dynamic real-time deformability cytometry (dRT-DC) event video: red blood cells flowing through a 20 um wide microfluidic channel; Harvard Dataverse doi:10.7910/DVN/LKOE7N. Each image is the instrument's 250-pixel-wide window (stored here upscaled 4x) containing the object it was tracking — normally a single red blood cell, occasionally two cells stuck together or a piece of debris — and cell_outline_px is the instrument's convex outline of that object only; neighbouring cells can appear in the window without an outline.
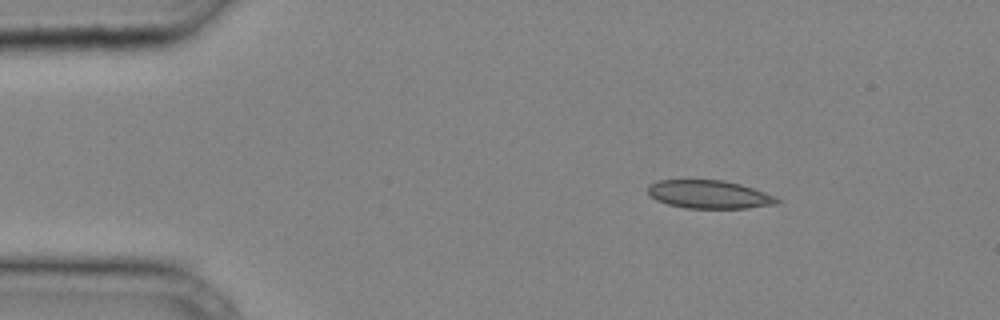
{"species": "common noctule bat (a hibernating species)", "species_latin": "Nyctalus noctula", "temperature_condition": "cold", "stored_images_in_passage": 33, "camera_frame_rate_fps": 3000, "um_per_image_px": 0.085, "animal": {"sex": "male", "body_mass_g": 20.4}, "frame": {"image": 1, "passage_image": 1, "time_ms": 0.0, "image_size_px": [1000, 320], "cell_outline_px": [[780, 204], [748, 208], [684, 208], [668, 204], [656, 200], [648, 192], [648, 184], [656, 180], [724, 180], [740, 184], [776, 196], [780, 200]], "centroid_in_image_um": [60.29, 16.53], "position_along_channel_um": 24.7, "area_um2": 21.33}}
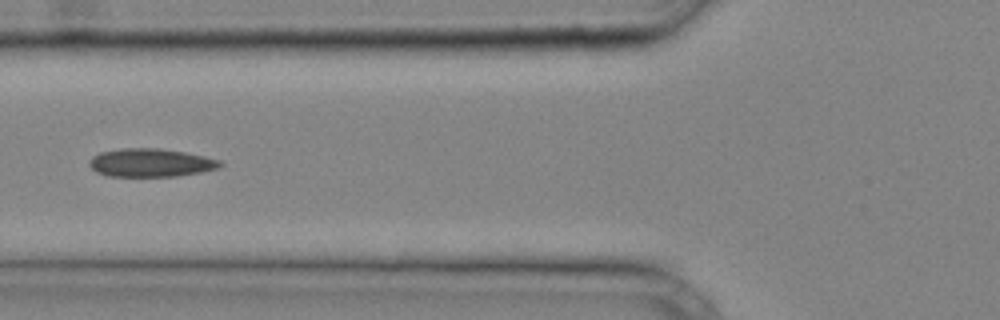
{"frame": {"image": 2, "passage_image": 10, "time_ms": 3.0, "image_size_px": [1000, 320], "cell_outline_px": [[224, 164], [216, 168], [200, 172], [176, 176], [108, 176], [96, 172], [88, 164], [88, 160], [92, 156], [100, 152], [120, 148], [160, 148], [184, 152], [204, 156], [220, 160]], "centroid_in_image_um": [12.77, 13.82], "position_along_channel_um": 113.0, "area_um2": 21.56}}
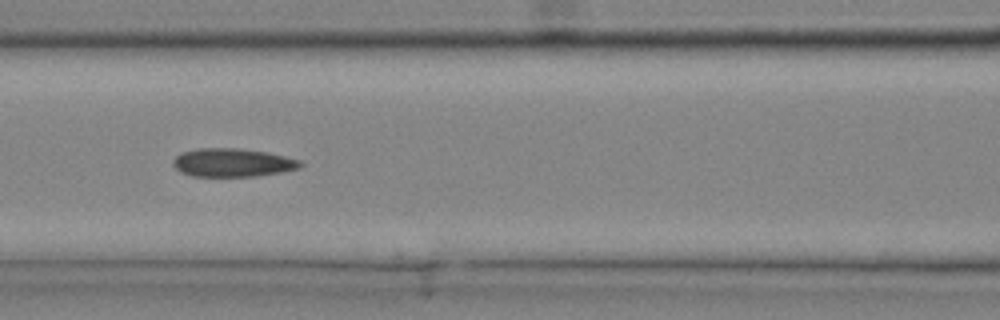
{"frame": {"image": 3, "passage_image": 12, "time_ms": 3.667, "image_size_px": [1000, 320], "cell_outline_px": [[304, 164], [300, 168], [280, 172], [252, 176], [192, 176], [180, 172], [172, 164], [172, 160], [180, 152], [200, 148], [236, 148], [268, 152], [300, 160]], "centroid_in_image_um": [19.74, 13.81], "position_along_channel_um": 146.9, "area_um2": 21.04}}